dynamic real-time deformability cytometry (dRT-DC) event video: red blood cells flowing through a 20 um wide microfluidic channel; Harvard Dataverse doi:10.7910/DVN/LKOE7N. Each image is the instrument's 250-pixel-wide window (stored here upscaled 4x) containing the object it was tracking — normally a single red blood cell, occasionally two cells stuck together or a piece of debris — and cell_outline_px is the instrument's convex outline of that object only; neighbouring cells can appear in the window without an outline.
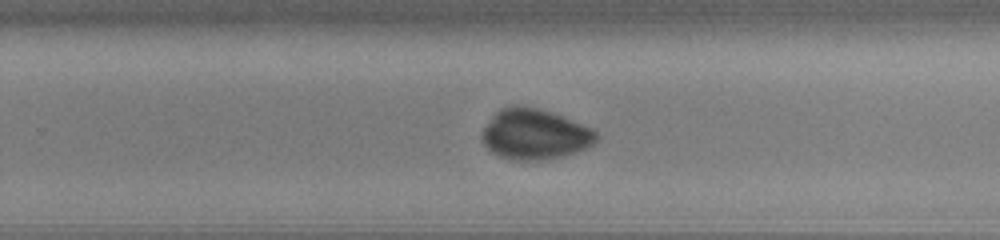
{"species": "common noctule bat (a hibernating species)", "species_latin": "Nyctalus noctula", "temperature_condition": "cold", "stored_images_in_passage": 44, "camera_frame_rate_fps": 3000, "um_per_image_px": 0.085, "animal": {"sex": "male", "body_mass_g": 13.0, "forearm_length_mm": 53.1}, "frame": {"image": 1, "passage_image": 29, "time_ms": 9.333, "image_size_px": [1000, 240], "cell_outline_px": [[600, 136], [592, 144], [576, 152], [564, 156], [548, 160], [508, 160], [492, 152], [484, 144], [484, 128], [492, 116], [500, 108], [512, 104], [520, 104], [536, 108], [560, 116], [592, 128]], "centroid_in_image_um": [45.45, 11.42], "position_along_channel_um": 284.3, "area_um2": 33.41}}
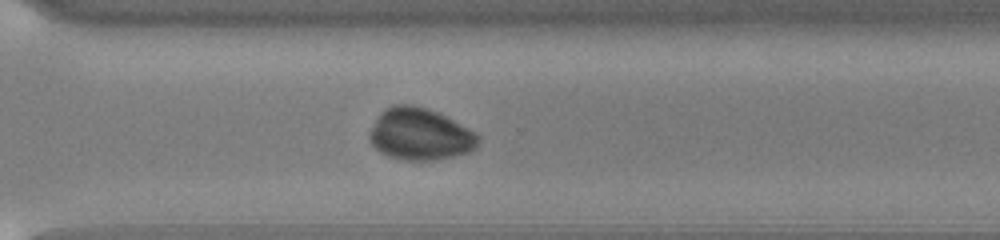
{"frame": {"image": 2, "passage_image": 33, "time_ms": 10.667, "image_size_px": [1000, 240], "cell_outline_px": [[480, 140], [476, 148], [468, 152], [452, 156], [428, 160], [404, 160], [388, 156], [380, 152], [368, 140], [368, 132], [380, 112], [396, 104], [412, 104], [428, 108], [476, 132], [480, 136]], "centroid_in_image_um": [35.68, 11.4], "position_along_channel_um": 334.9, "area_um2": 32.77}}
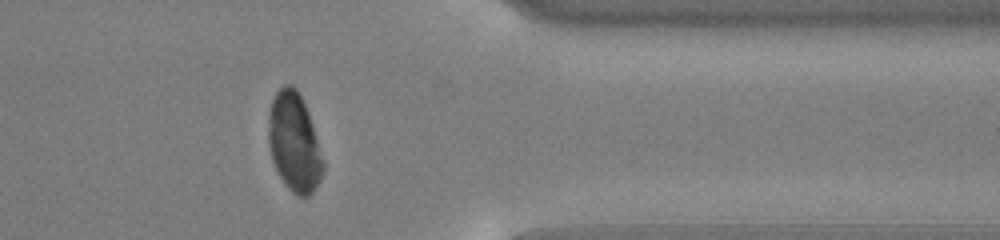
{"frame": {"image": 3, "passage_image": 38, "time_ms": 12.333, "image_size_px": [1000, 240], "cell_outline_px": [[324, 168], [320, 180], [316, 188], [308, 196], [296, 196], [292, 192], [280, 176], [272, 160], [268, 144], [268, 112], [272, 100], [276, 92], [284, 84], [292, 84], [296, 88], [308, 112], [312, 124], [324, 164]], "centroid_in_image_um": [24.99, 12.09], "position_along_channel_um": 386.4, "area_um2": 31.27}}